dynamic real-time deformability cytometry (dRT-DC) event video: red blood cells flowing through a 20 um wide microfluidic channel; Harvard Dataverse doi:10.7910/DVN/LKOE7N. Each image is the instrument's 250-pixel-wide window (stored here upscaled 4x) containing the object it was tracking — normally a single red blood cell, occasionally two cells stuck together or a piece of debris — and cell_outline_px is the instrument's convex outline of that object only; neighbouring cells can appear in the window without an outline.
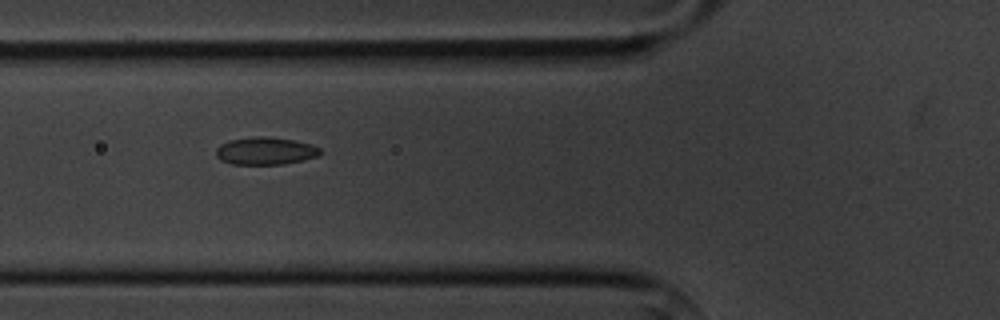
{"species": "common noctule bat (a hibernating species)", "species_latin": "Nyctalus noctula", "temperature_condition": "cold", "stored_images_in_passage": 6, "camera_frame_rate_fps": 3000, "um_per_image_px": 0.085, "animal": {"sex": "male", "body_mass_g": 20.1, "forearm_length_mm": 53.5}, "frame": {"image": 1, "passage_image": 5, "time_ms": 5.333, "image_size_px": [1000, 320], "cell_outline_px": [[320, 156], [304, 160], [284, 164], [232, 164], [220, 160], [216, 156], [216, 148], [220, 144], [228, 140], [252, 136], [264, 136], [292, 140], [312, 144], [320, 148]], "centroid_in_image_um": [22.55, 12.83], "position_along_channel_um": 103.3, "area_um2": 16.88}}
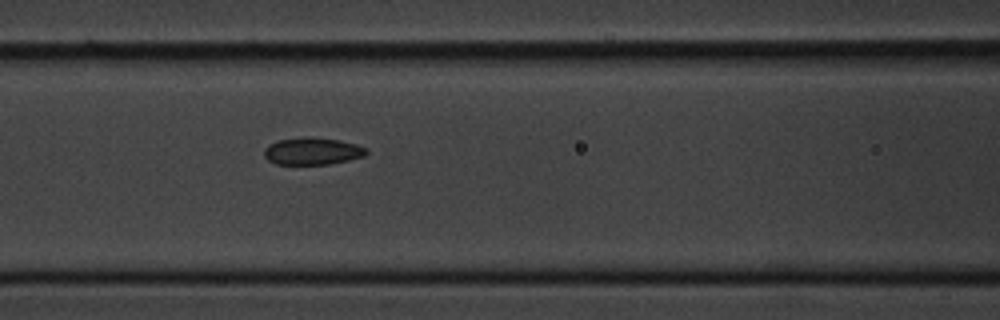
{"frame": {"image": 2, "passage_image": 6, "time_ms": 6.333, "image_size_px": [1000, 320], "cell_outline_px": [[368, 152], [364, 156], [348, 160], [328, 164], [276, 164], [268, 160], [264, 156], [264, 148], [268, 144], [276, 140], [308, 136], [340, 140], [356, 144], [368, 148]], "centroid_in_image_um": [26.54, 12.83], "position_along_channel_um": 140.1, "area_um2": 16.36}}